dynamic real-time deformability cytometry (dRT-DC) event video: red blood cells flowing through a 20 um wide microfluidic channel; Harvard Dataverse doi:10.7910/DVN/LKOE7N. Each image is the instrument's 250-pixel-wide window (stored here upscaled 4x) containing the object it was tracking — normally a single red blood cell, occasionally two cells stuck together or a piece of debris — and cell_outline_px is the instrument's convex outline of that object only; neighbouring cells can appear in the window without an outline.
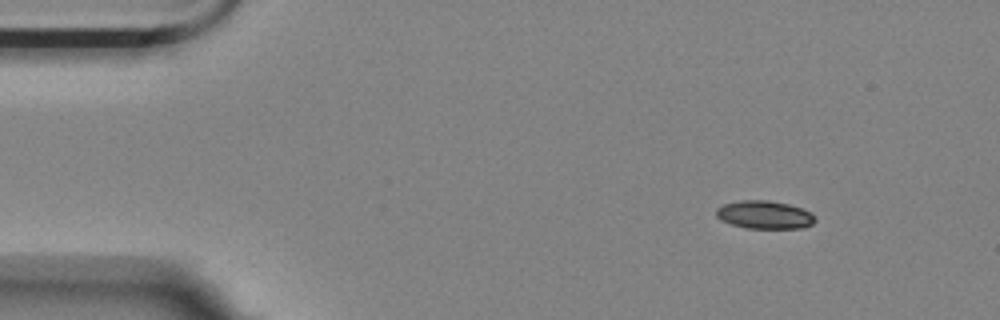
{"species": "Egyptian fruit bat (a non-hibernating species)", "species_latin": "Rousettus aegyptiacus", "temperature_condition": "room temperature", "stored_images_in_passage": 4, "camera_frame_rate_fps": 3000, "um_per_image_px": 0.085, "animal": {"sex": "female"}, "frame": {"image": 1, "passage_image": 1, "time_ms": 0.0, "image_size_px": [1000, 320], "cell_outline_px": [[816, 220], [812, 224], [804, 228], [748, 228], [732, 224], [720, 220], [716, 216], [716, 208], [724, 204], [740, 200], [768, 200], [788, 204], [804, 208], [812, 212], [816, 216]], "centroid_in_image_um": [65.02, 18.25], "position_along_channel_um": 20.0, "area_um2": 16.36}}
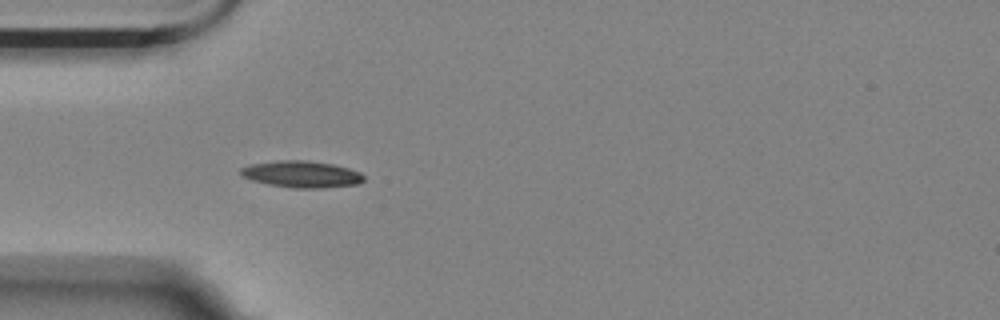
{"frame": {"image": 2, "passage_image": 4, "time_ms": 3.333, "image_size_px": [1000, 320], "cell_outline_px": [[364, 180], [356, 184], [324, 188], [292, 188], [268, 184], [252, 180], [240, 176], [240, 168], [248, 164], [276, 160], [308, 160], [332, 164], [348, 168], [360, 172], [364, 176]], "centroid_in_image_um": [25.59, 14.8], "position_along_channel_um": 59.4, "area_um2": 19.31}}